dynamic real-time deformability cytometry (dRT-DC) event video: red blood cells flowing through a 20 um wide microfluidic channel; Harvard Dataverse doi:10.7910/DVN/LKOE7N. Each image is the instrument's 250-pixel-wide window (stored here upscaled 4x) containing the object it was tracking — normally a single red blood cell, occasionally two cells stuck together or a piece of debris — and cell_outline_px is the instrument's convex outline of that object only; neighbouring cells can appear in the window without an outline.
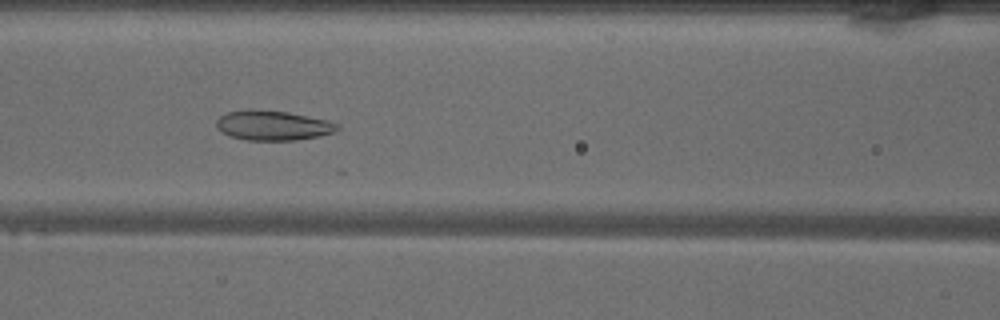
{"species": "common noctule bat (a hibernating species)", "species_latin": "Nyctalus noctula", "temperature_condition": "warm", "stored_images_in_passage": 45, "camera_frame_rate_fps": 3000, "um_per_image_px": 0.085, "animal": {"sex": "male", "body_mass_g": 18.8}, "frame": {"image": 1, "passage_image": 16, "time_ms": 5.0, "image_size_px": [1000, 320], "cell_outline_px": [[340, 128], [332, 132], [320, 136], [296, 140], [244, 140], [228, 136], [220, 132], [216, 128], [216, 120], [224, 112], [288, 112], [328, 120], [340, 124]], "centroid_in_image_um": [23.21, 10.71], "position_along_channel_um": 143.4, "area_um2": 20.52}}
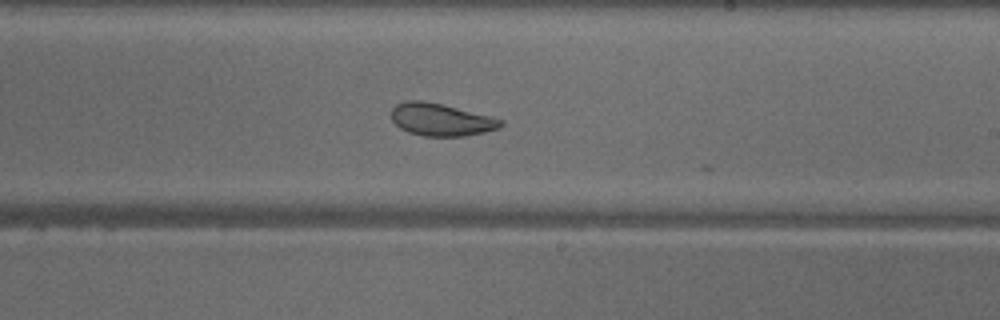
{"frame": {"image": 2, "passage_image": 24, "time_ms": 7.667, "image_size_px": [1000, 320], "cell_outline_px": [[504, 124], [500, 128], [484, 132], [464, 136], [424, 136], [408, 132], [400, 128], [392, 120], [392, 108], [396, 104], [408, 100], [420, 100], [440, 104], [492, 116], [504, 120]], "centroid_in_image_um": [37.51, 10.17], "position_along_channel_um": 251.5, "area_um2": 20.63}}
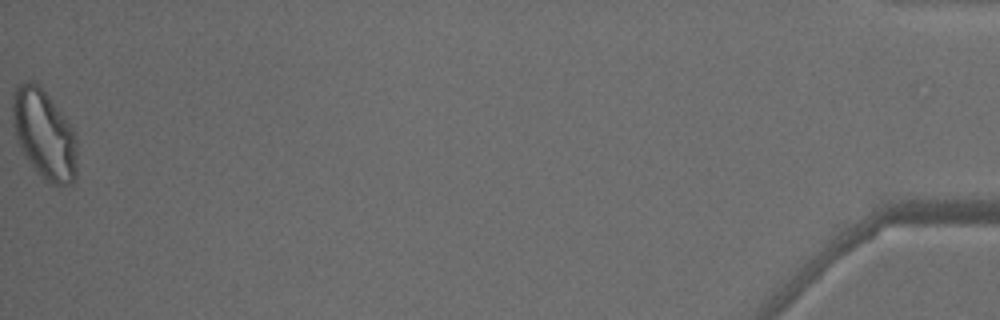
{"frame": {"image": 3, "passage_image": 45, "time_ms": 14.667, "image_size_px": [1000, 320], "cell_outline_px": [[76, 180], [72, 184], [52, 184], [44, 180], [36, 172], [24, 156], [16, 140], [12, 124], [12, 104], [16, 88], [24, 80], [28, 80], [40, 84], [72, 128], [76, 136]], "centroid_in_image_um": [3.74, 11.43], "position_along_channel_um": 431.5, "area_um2": 33.76}, "authors_computed_cell_mechanics": {"area_um2": 25.2586, "velocity_mm_per_s": 4.0614, "shape_relaxation_time_tau1_ms": null, "shape_relaxation_time_tau2_ms": 1.6407, "deformation_change_tau1": null, "deformation_change_tau2": 0.0748}}